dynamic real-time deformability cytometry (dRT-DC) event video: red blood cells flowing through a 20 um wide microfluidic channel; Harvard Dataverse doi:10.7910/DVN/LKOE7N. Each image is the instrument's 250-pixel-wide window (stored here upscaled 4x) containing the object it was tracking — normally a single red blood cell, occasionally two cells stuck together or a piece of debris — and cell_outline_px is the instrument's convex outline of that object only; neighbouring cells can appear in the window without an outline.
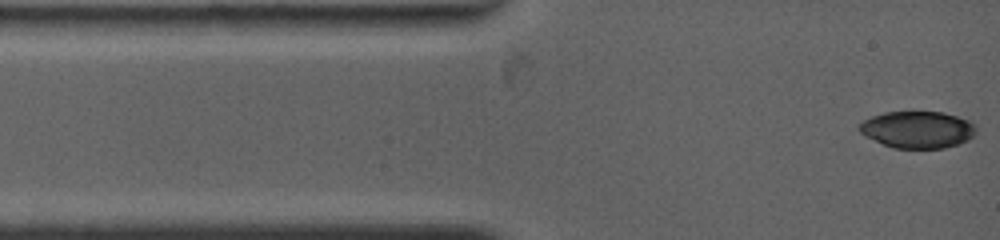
{"species": "common noctule bat (a hibernating species)", "species_latin": "Nyctalus noctula", "temperature_condition": "warm", "stored_images_in_passage": 21, "camera_frame_rate_fps": 4500, "um_per_image_px": 0.085, "animal": {"sex": "female", "body_mass_g": 19.0, "forearm_length_mm": 53.3}, "frame": {"image": 1, "passage_image": 1, "time_ms": 0.0, "image_size_px": [1000, 240], "cell_outline_px": [[976, 132], [968, 140], [944, 148], [892, 148], [864, 136], [856, 128], [864, 120], [872, 116], [884, 112], [912, 108], [944, 112], [972, 120], [976, 128]], "centroid_in_image_um": [77.98, 10.96], "position_along_channel_um": 7.0, "area_um2": 26.18}}
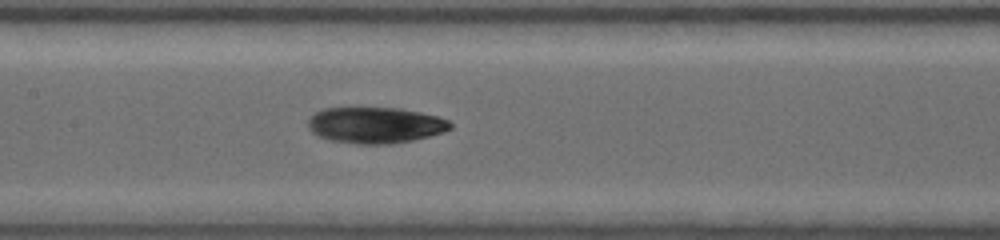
{"frame": {"image": 2, "passage_image": 12, "time_ms": 5.556, "image_size_px": [1000, 240], "cell_outline_px": [[452, 128], [444, 132], [412, 140], [392, 144], [356, 144], [328, 140], [316, 136], [308, 128], [308, 120], [316, 112], [324, 108], [400, 108], [420, 112], [436, 116], [448, 120], [452, 124]], "centroid_in_image_um": [31.88, 10.65], "position_along_channel_um": 175.5, "area_um2": 30.06}}
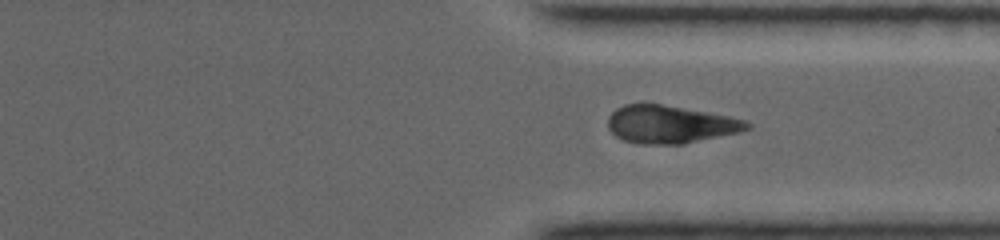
{"frame": {"image": 3, "passage_image": 21, "time_ms": 10.222, "image_size_px": [1000, 240], "cell_outline_px": [[752, 128], [740, 132], [684, 144], [640, 144], [624, 140], [616, 136], [608, 128], [608, 116], [616, 108], [624, 104], [660, 104], [728, 116], [744, 120], [752, 124]], "centroid_in_image_um": [56.97, 10.58], "position_along_channel_um": 354.4, "area_um2": 30.52}}